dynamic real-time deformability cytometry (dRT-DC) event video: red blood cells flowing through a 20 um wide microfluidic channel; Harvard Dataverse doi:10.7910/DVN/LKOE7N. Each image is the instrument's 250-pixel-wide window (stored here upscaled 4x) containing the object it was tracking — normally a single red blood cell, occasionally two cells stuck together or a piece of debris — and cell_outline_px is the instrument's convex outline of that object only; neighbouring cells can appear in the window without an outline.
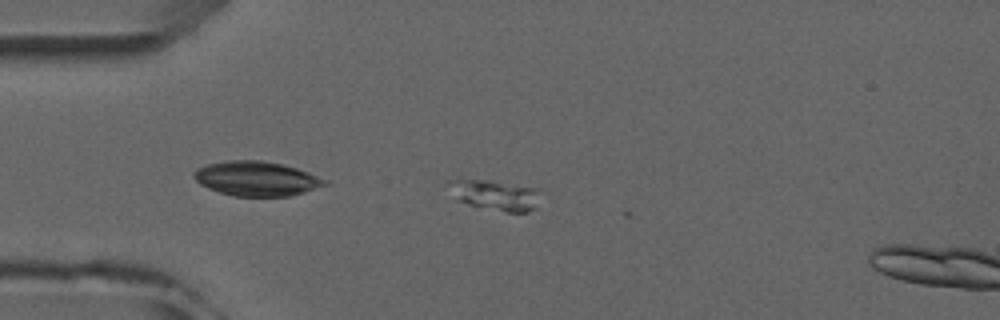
{"species": "common noctule bat (a hibernating species)", "species_latin": "Nyctalus noctula", "temperature_condition": "room temperature", "stored_images_in_passage": 4, "camera_frame_rate_fps": 3000, "um_per_image_px": 0.085, "animal": {"sex": "male", "forearm_length_mm": 52.5}, "frame": {"image": 1, "passage_image": 3, "time_ms": 2.333, "image_size_px": [1000, 320], "cell_outline_px": [[536, 208], [528, 212], [508, 212], [468, 204], [460, 200], [444, 180], [488, 180], [536, 188]], "centroid_in_image_um": [42.08, 16.57], "position_along_channel_um": 42.9, "area_um2": 15.49}}